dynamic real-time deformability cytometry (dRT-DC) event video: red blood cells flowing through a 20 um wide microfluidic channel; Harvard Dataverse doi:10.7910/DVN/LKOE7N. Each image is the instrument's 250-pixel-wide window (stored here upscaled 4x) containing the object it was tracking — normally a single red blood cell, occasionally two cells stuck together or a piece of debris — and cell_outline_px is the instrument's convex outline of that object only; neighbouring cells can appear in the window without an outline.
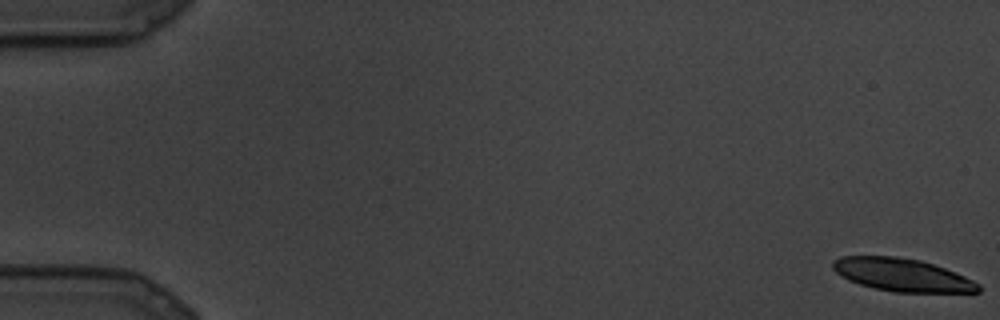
{"species": "common noctule bat (a hibernating species)", "species_latin": "Nyctalus noctula", "temperature_condition": "cold", "stored_images_in_passage": 8, "camera_frame_rate_fps": 3000, "um_per_image_px": 0.085, "animal": {"sex": "male", "body_mass_g": 19.5, "forearm_length_mm": 54.6}, "frame": {"image": 1, "passage_image": 1, "time_ms": 0.0, "image_size_px": [1000, 320], "cell_outline_px": [[984, 288], [980, 292], [896, 292], [876, 288], [860, 284], [848, 280], [840, 276], [832, 268], [832, 260], [840, 256], [896, 256], [920, 260], [956, 272], [980, 284]], "centroid_in_image_um": [76.68, 23.36], "position_along_channel_um": 8.3, "area_um2": 27.92}}